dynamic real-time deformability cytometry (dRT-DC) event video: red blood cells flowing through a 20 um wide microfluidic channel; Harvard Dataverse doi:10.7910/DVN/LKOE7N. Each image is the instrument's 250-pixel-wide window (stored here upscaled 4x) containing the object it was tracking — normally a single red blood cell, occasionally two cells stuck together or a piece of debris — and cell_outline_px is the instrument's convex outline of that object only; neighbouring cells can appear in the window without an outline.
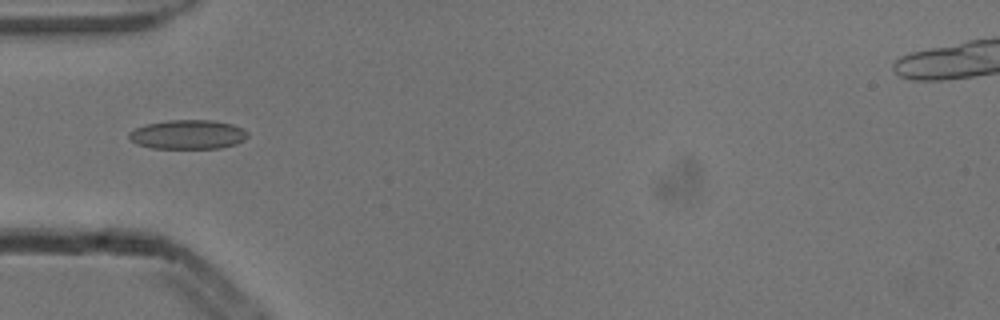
{"species": "common noctule bat (a hibernating species)", "species_latin": "Nyctalus noctula", "temperature_condition": "cold", "stored_images_in_passage": 4, "camera_frame_rate_fps": 3000, "um_per_image_px": 0.085, "animal": {"sex": "male", "body_mass_g": 13.3}, "frame": {"image": 1, "passage_image": 4, "time_ms": 1.0, "image_size_px": [1000, 320], "cell_outline_px": [[248, 136], [244, 140], [236, 144], [220, 148], [152, 148], [136, 144], [128, 136], [128, 132], [136, 128], [148, 124], [168, 120], [212, 120], [232, 124], [244, 128], [248, 132]], "centroid_in_image_um": [16.0, 11.43], "position_along_channel_um": 69.0, "area_um2": 20.23}}